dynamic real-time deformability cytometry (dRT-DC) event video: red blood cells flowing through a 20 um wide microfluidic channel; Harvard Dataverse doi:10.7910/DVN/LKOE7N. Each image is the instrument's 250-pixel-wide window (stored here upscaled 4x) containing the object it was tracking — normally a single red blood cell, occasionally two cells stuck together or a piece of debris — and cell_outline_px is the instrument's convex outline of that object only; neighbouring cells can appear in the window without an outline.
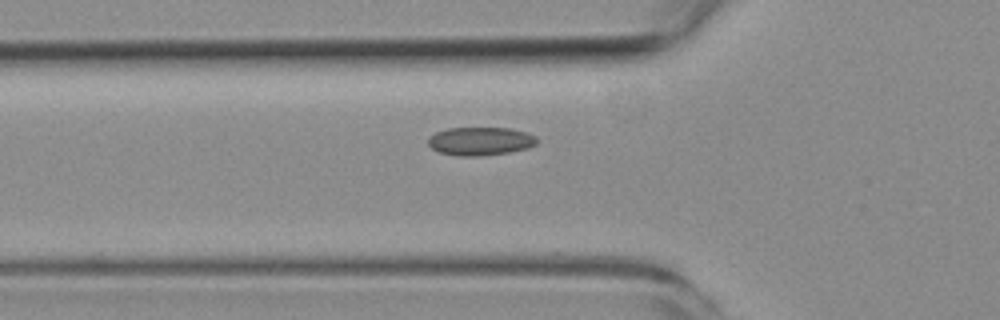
{"species": "common noctule bat (a hibernating species)", "species_latin": "Nyctalus noctula", "temperature_condition": "room temperature", "stored_images_in_passage": 5, "camera_frame_rate_fps": 3000, "um_per_image_px": 0.085, "animal": {"sex": "female", "body_mass_g": 19.3, "forearm_length_mm": 54.1}, "frame": {"image": 1, "passage_image": 5, "time_ms": 4.667, "image_size_px": [1000, 320], "cell_outline_px": [[540, 140], [536, 144], [528, 148], [508, 152], [480, 156], [456, 156], [440, 152], [432, 148], [428, 144], [428, 136], [436, 132], [448, 128], [508, 128], [528, 132], [536, 136]], "centroid_in_image_um": [40.85, 12.0], "position_along_channel_um": 85.0, "area_um2": 18.09}}